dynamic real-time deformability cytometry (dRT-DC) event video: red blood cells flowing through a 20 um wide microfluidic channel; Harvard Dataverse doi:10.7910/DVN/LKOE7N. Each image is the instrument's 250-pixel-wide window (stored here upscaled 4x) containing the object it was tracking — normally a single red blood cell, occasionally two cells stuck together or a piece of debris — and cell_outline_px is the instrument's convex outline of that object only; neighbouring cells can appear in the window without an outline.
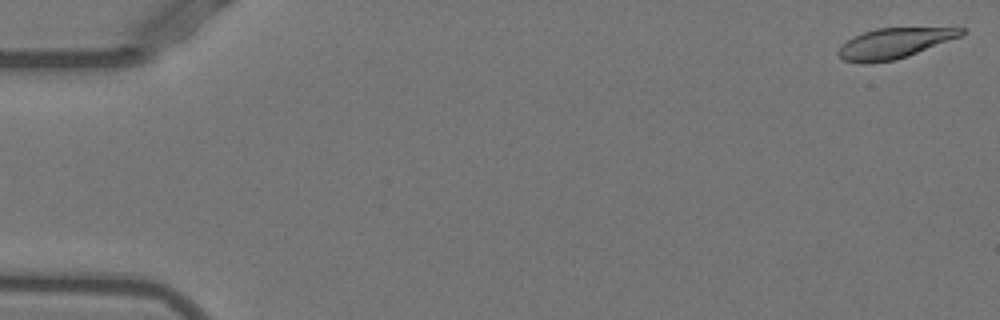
{"species": "Egyptian fruit bat (a non-hibernating species)", "species_latin": "Rousettus aegyptiacus", "temperature_condition": "warm", "stored_images_in_passage": 10, "camera_frame_rate_fps": 3000, "um_per_image_px": 0.085, "animal": {"sex": "female"}, "frame": {"image": 1, "passage_image": 1, "time_ms": 0.0, "image_size_px": [1000, 320], "cell_outline_px": [[964, 32], [960, 36], [908, 56], [896, 60], [844, 60], [836, 52], [840, 44], [852, 36], [876, 28], [964, 28]], "centroid_in_image_um": [75.99, 3.63], "position_along_channel_um": 9.0, "area_um2": 20.87}}